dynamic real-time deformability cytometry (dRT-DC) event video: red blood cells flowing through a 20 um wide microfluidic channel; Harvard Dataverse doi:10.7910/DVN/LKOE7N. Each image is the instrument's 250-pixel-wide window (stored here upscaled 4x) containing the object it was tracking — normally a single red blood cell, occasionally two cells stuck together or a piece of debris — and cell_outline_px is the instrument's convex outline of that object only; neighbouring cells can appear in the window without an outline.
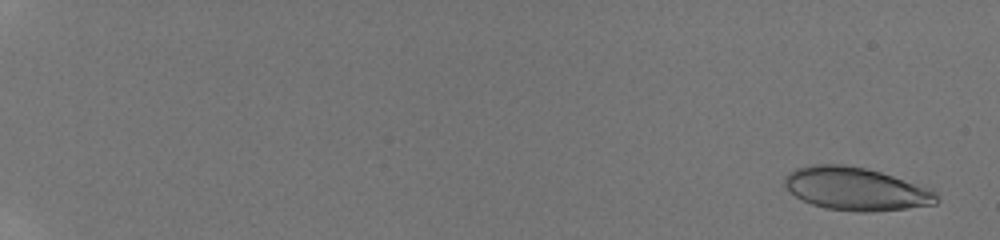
{"species": "human", "species_latin": "Homo sapiens", "temperature_condition": "room temperature", "stored_images_in_passage": 14, "camera_frame_rate_fps": 3000, "um_per_image_px": 0.085, "donor": {"sex": "male"}, "frame": {"image": 1, "passage_image": 1, "time_ms": 0.0, "image_size_px": [1000, 240], "cell_outline_px": [[940, 200], [936, 204], [872, 212], [856, 212], [824, 208], [812, 204], [796, 196], [784, 184], [784, 176], [788, 172], [796, 168], [812, 164], [844, 164], [864, 168], [880, 172], [928, 188], [936, 192]], "centroid_in_image_um": [72.73, 16.05], "position_along_channel_um": 12.3, "area_um2": 37.86}}
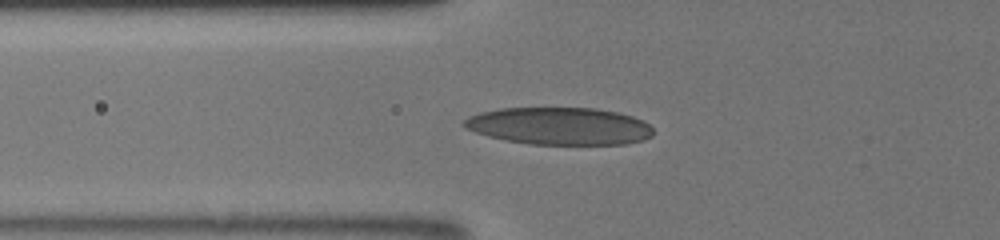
{"frame": {"image": 2, "passage_image": 9, "time_ms": 7.0, "image_size_px": [1000, 240], "cell_outline_px": [[652, 136], [644, 140], [628, 144], [528, 144], [504, 140], [488, 136], [464, 128], [464, 120], [468, 116], [480, 112], [500, 108], [596, 108], [616, 112], [632, 116], [644, 120], [652, 128]], "centroid_in_image_um": [47.55, 10.71], "position_along_channel_um": 78.2, "area_um2": 41.33}}
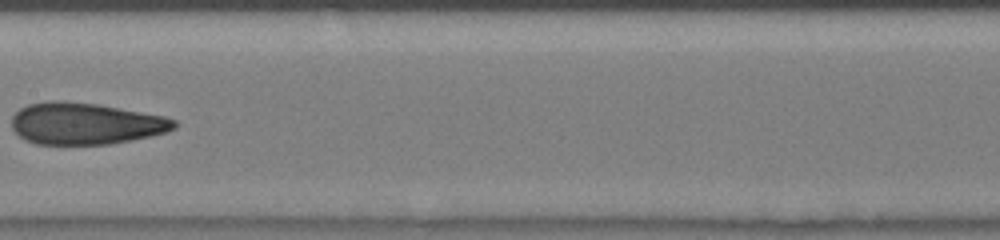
{"frame": {"image": 3, "passage_image": 12, "time_ms": 10.0, "image_size_px": [1000, 240], "cell_outline_px": [[176, 128], [164, 132], [132, 140], [108, 144], [36, 144], [24, 140], [12, 128], [12, 116], [20, 108], [28, 104], [52, 100], [64, 100], [96, 104], [164, 116], [176, 120]], "centroid_in_image_um": [7.22, 10.5], "position_along_channel_um": 200.2, "area_um2": 39.36}}